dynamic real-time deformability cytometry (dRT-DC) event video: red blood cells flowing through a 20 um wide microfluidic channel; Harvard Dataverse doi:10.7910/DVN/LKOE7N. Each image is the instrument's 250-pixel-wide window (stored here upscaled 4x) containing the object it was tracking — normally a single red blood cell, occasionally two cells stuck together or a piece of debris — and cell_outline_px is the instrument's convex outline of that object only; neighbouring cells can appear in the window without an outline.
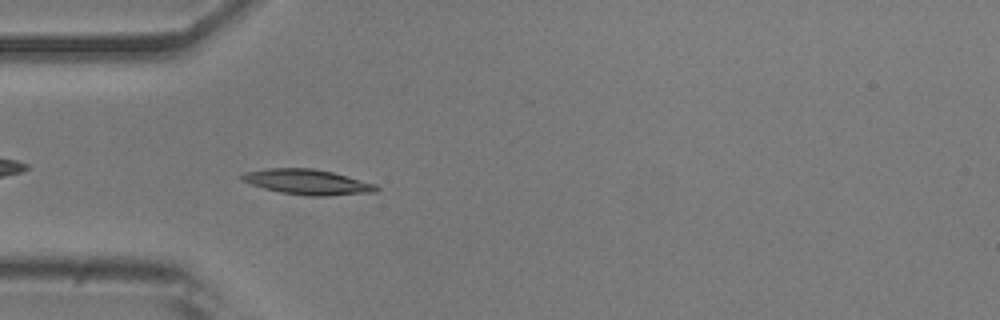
{"species": "common noctule bat (a hibernating species)", "species_latin": "Nyctalus noctula", "temperature_condition": "room temperature", "stored_images_in_passage": 39, "camera_frame_rate_fps": 3000, "um_per_image_px": 0.085, "animal": {"sex": "male", "body_mass_g": 20.5, "forearm_length_mm": 52.5}, "frame": {"image": 1, "passage_image": 3, "time_ms": 0.667, "image_size_px": [1000, 320], "cell_outline_px": [[380, 188], [376, 192], [328, 196], [308, 196], [280, 192], [264, 188], [240, 180], [240, 176], [244, 172], [268, 168], [312, 168], [332, 172], [376, 184]], "centroid_in_image_um": [26.14, 15.47], "position_along_channel_um": 58.9, "area_um2": 19.77}}
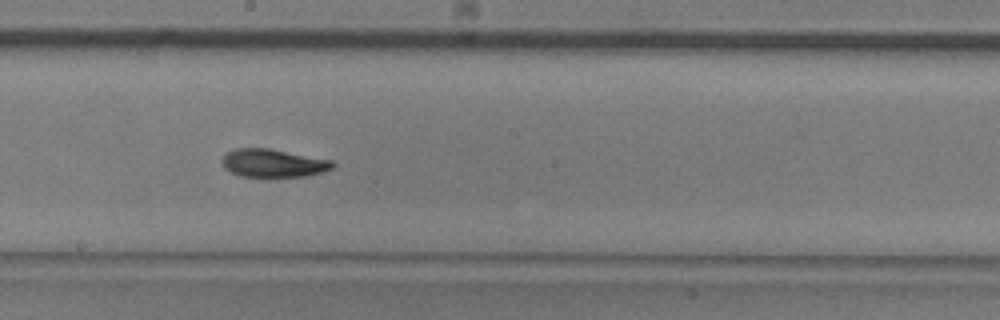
{"frame": {"image": 2, "passage_image": 16, "time_ms": 5.0, "image_size_px": [1000, 320], "cell_outline_px": [[336, 164], [332, 168], [324, 172], [304, 176], [240, 176], [224, 168], [220, 160], [228, 152], [236, 148], [268, 148], [332, 160]], "centroid_in_image_um": [23.22, 13.86], "position_along_channel_um": 225.0, "area_um2": 17.98}}
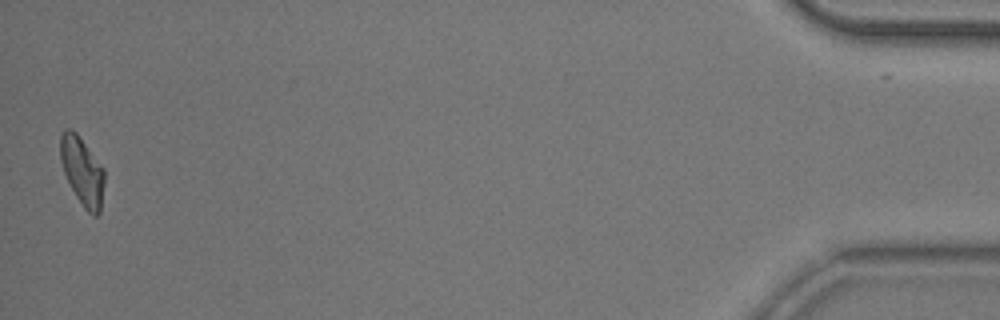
{"frame": {"image": 3, "passage_image": 39, "time_ms": 12.667, "image_size_px": [1000, 320], "cell_outline_px": [[104, 184], [100, 212], [96, 216], [92, 216], [84, 208], [76, 196], [64, 172], [60, 160], [60, 136], [64, 128], [72, 128], [76, 132], [104, 168]], "centroid_in_image_um": [6.99, 14.53], "position_along_channel_um": 428.2, "area_um2": 17.51}, "authors_computed_cell_mechanics": {"area_um2": 18.0336, "velocity_mm_per_s": 3.8752, "shape_relaxation_time_tau1_ms": 4.629, "shape_relaxation_time_tau2_ms": 3.6991, "deformation_change_tau1": 0.156, "deformation_change_tau2": 0.0925}}